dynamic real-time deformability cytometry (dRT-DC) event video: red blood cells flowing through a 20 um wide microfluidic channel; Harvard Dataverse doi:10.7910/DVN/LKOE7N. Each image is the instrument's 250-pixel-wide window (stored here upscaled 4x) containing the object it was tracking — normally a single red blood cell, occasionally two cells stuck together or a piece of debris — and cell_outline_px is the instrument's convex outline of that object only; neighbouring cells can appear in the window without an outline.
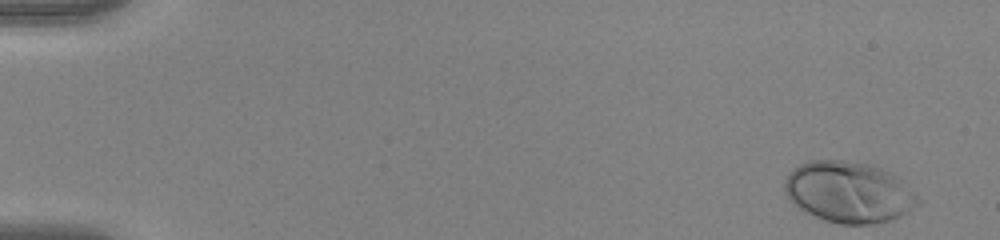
{"species": "human", "species_latin": "Homo sapiens", "temperature_condition": "warm", "stored_images_in_passage": 51, "camera_frame_rate_fps": 3000, "um_per_image_px": 0.085, "donor": {"sex": "female"}, "frame": {"image": 1, "passage_image": 1, "time_ms": 0.0, "image_size_px": [1000, 240], "cell_outline_px": [[920, 204], [908, 212], [900, 216], [888, 220], [872, 224], [840, 224], [824, 220], [804, 212], [784, 192], [784, 180], [788, 172], [792, 168], [800, 164], [812, 160], [844, 160], [872, 164], [892, 172], [920, 200]], "centroid_in_image_um": [72.12, 16.32], "position_along_channel_um": 12.9, "area_um2": 47.51}}
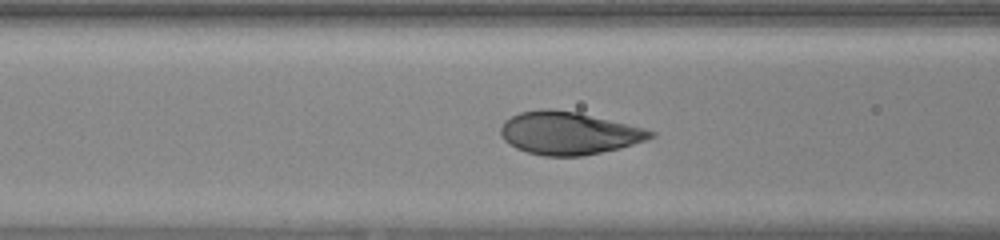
{"frame": {"image": 2, "passage_image": 21, "time_ms": 6.667, "image_size_px": [1000, 240], "cell_outline_px": [[656, 136], [620, 148], [580, 156], [544, 156], [528, 152], [516, 148], [508, 144], [500, 136], [500, 128], [504, 120], [520, 112], [540, 108], [548, 108], [576, 112], [644, 128], [656, 132]], "centroid_in_image_um": [48.29, 11.31], "position_along_channel_um": 118.3, "area_um2": 37.17}}
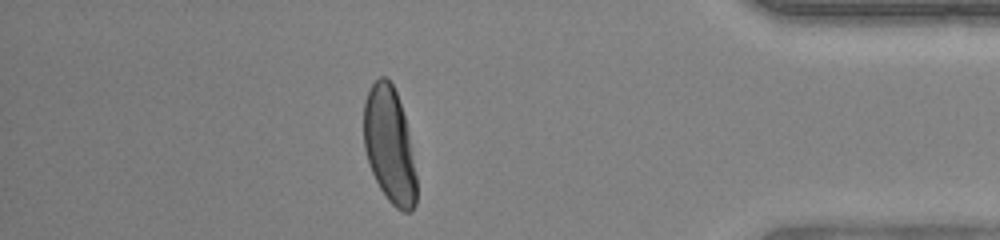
{"frame": {"image": 3, "passage_image": 45, "time_ms": 14.667, "image_size_px": [1000, 240], "cell_outline_px": [[416, 204], [408, 212], [404, 212], [396, 208], [388, 200], [380, 188], [368, 164], [364, 148], [364, 100], [372, 84], [380, 76], [384, 76], [392, 84], [396, 92], [404, 116], [416, 176]], "centroid_in_image_um": [33.08, 12.36], "position_along_channel_um": 402.1, "area_um2": 35.08}, "authors_computed_cell_mechanics": {"area_um2": 37.8012, "velocity_mm_per_s": 3.9255, "shape_relaxation_time_tau1_ms": 2.5169, "shape_relaxation_time_tau2_ms": null, "deformation_change_tau1": 0.1898, "deformation_change_tau2": null}}